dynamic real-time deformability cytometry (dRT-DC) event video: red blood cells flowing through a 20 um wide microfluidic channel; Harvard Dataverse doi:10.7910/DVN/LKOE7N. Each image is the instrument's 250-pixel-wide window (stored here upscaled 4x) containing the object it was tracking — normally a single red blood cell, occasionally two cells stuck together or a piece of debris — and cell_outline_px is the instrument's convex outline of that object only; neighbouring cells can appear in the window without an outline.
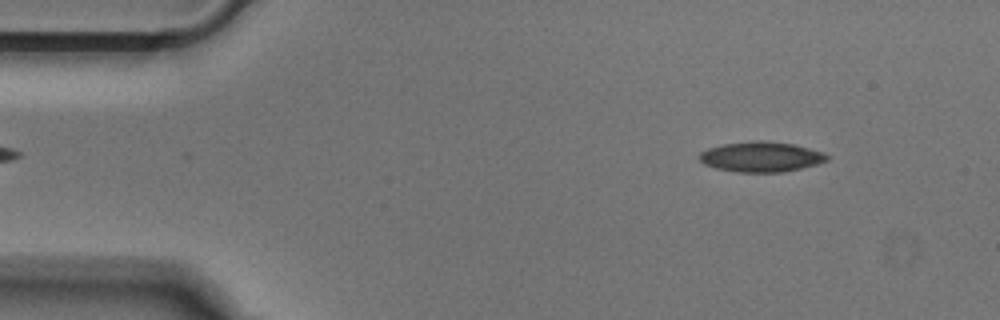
{"species": "Egyptian fruit bat (a non-hibernating species)", "species_latin": "Rousettus aegyptiacus", "temperature_condition": "cold", "stored_images_in_passage": 49, "camera_frame_rate_fps": 3000, "um_per_image_px": 0.085, "animal": {"sex": "male"}, "frame": {"image": 1, "passage_image": 4, "time_ms": 1.0, "image_size_px": [1000, 320], "cell_outline_px": [[832, 156], [828, 160], [816, 164], [800, 168], [780, 172], [736, 172], [716, 168], [704, 164], [696, 156], [700, 152], [708, 148], [724, 144], [752, 140], [768, 140], [792, 144], [824, 152]], "centroid_in_image_um": [64.68, 13.32], "position_along_channel_um": 20.3, "area_um2": 22.6}}
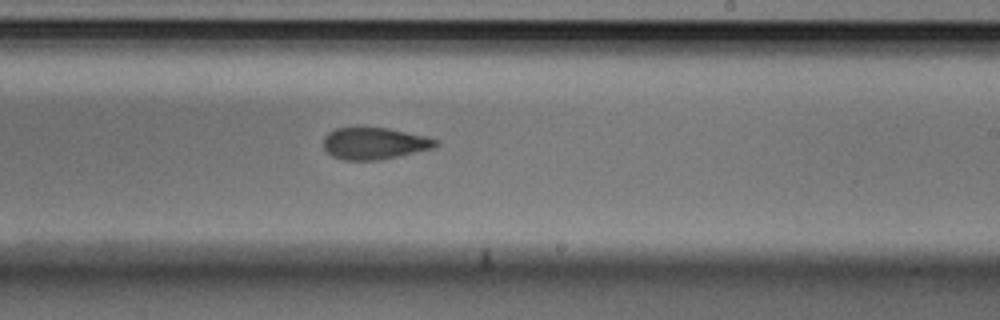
{"frame": {"image": 2, "passage_image": 28, "time_ms": 9.0, "image_size_px": [1000, 320], "cell_outline_px": [[440, 144], [436, 148], [380, 160], [344, 160], [332, 156], [324, 148], [324, 136], [328, 132], [336, 128], [388, 128], [424, 136], [440, 140]], "centroid_in_image_um": [31.86, 12.2], "position_along_channel_um": 257.1, "area_um2": 20.87}}
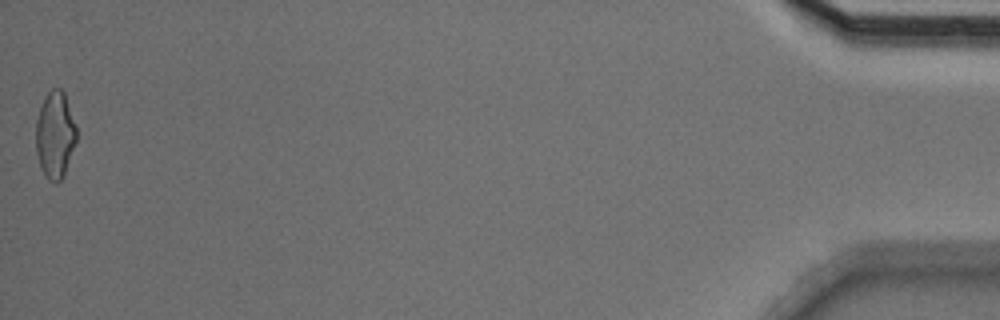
{"frame": {"image": 3, "passage_image": 49, "time_ms": 16.0, "image_size_px": [1000, 320], "cell_outline_px": [[76, 140], [64, 176], [56, 184], [48, 180], [44, 176], [36, 152], [36, 120], [44, 96], [52, 88], [60, 88], [64, 92], [76, 124]], "centroid_in_image_um": [4.68, 11.47], "position_along_channel_um": 430.5, "area_um2": 20.63}}